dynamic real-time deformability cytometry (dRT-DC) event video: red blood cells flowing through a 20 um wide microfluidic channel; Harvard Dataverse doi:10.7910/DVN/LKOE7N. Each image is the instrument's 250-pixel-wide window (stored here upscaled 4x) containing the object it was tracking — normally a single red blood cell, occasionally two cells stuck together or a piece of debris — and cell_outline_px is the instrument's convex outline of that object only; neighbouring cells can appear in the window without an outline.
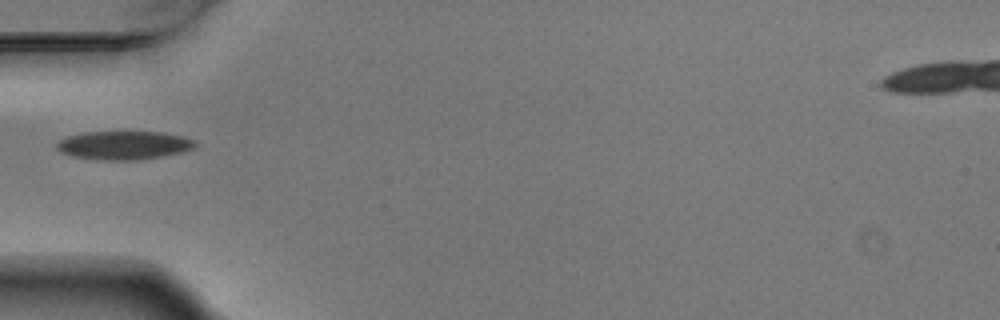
{"species": "Egyptian fruit bat (a non-hibernating species)", "species_latin": "Rousettus aegyptiacus", "temperature_condition": "warm", "stored_images_in_passage": 2, "camera_frame_rate_fps": 3000, "um_per_image_px": 0.085, "animal": {"sex": "male"}, "frame": {"image": 1, "passage_image": 2, "time_ms": 0.333, "image_size_px": [1000, 320], "cell_outline_px": [[196, 144], [192, 148], [180, 152], [160, 156], [136, 160], [108, 160], [72, 156], [60, 152], [56, 148], [56, 144], [60, 140], [68, 136], [84, 132], [160, 132], [184, 136], [192, 140]], "centroid_in_image_um": [10.48, 12.34], "position_along_channel_um": 74.5, "area_um2": 22.66}}